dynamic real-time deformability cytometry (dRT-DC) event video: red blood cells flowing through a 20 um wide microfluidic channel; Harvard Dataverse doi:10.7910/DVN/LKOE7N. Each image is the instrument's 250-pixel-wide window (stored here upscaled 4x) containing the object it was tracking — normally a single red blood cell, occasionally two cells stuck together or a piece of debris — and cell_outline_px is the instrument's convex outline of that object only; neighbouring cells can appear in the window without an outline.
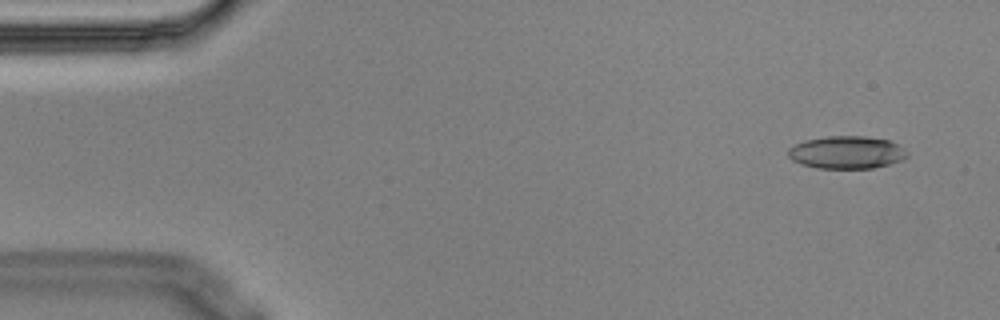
{"species": "Egyptian fruit bat (a non-hibernating species)", "species_latin": "Rousettus aegyptiacus", "temperature_condition": "cold", "stored_images_in_passage": 5, "camera_frame_rate_fps": 3000, "um_per_image_px": 0.085, "animal": {"sex": "male"}, "frame": {"image": 1, "passage_image": 1, "time_ms": 0.0, "image_size_px": [1000, 320], "cell_outline_px": [[908, 156], [900, 160], [888, 164], [872, 168], [816, 168], [800, 164], [792, 160], [788, 156], [788, 148], [804, 140], [828, 136], [864, 136], [888, 140], [904, 148], [908, 152]], "centroid_in_image_um": [71.94, 12.95], "position_along_channel_um": 13.1, "area_um2": 22.6}}
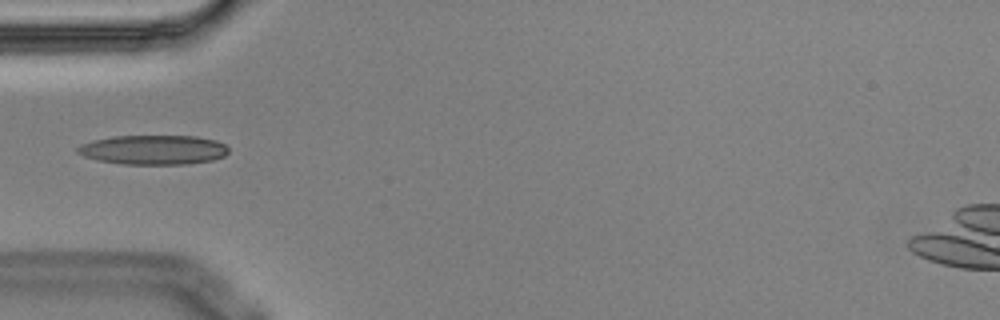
{"frame": {"image": 2, "passage_image": 5, "time_ms": 1.333, "image_size_px": [1000, 320], "cell_outline_px": [[228, 152], [224, 156], [212, 160], [188, 164], [124, 164], [100, 160], [84, 156], [76, 152], [76, 148], [80, 144], [92, 140], [112, 136], [196, 136], [216, 140], [224, 144], [228, 148]], "centroid_in_image_um": [13.03, 12.72], "position_along_channel_um": 72.0, "area_um2": 25.95}}